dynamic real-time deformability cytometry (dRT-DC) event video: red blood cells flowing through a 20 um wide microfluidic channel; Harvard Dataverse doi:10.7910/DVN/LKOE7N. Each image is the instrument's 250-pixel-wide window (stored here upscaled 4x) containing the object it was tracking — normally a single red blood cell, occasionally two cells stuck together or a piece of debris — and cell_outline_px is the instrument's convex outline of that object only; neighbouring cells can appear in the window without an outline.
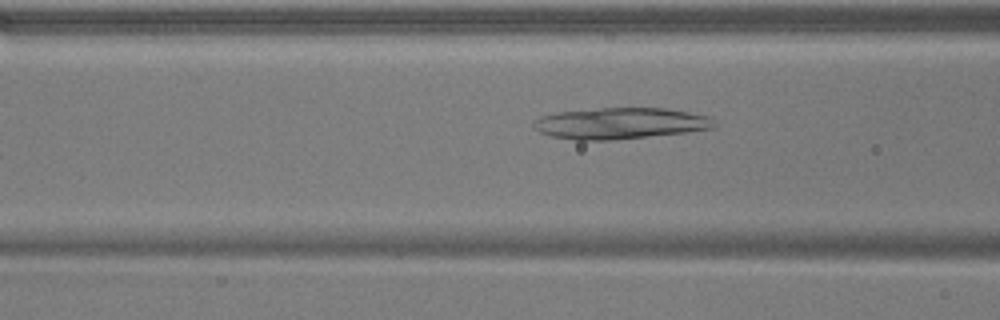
{"species": "common noctule bat (a hibernating species)", "species_latin": "Nyctalus noctula", "temperature_condition": "warm", "stored_images_in_passage": 31, "camera_frame_rate_fps": 3000, "um_per_image_px": 0.085, "animal": {"sex": "male", "body_mass_g": 17.9}, "frame": {"image": 1, "passage_image": 4, "time_ms": 1.0, "image_size_px": [1000, 320], "cell_outline_px": [[712, 128], [684, 132], [608, 140], [576, 140], [552, 136], [540, 132], [532, 124], [540, 116], [556, 112], [600, 108], [664, 108], [688, 112], [708, 116], [712, 120]], "centroid_in_image_um": [52.65, 10.47], "position_along_channel_um": 113.9, "area_um2": 32.31}}
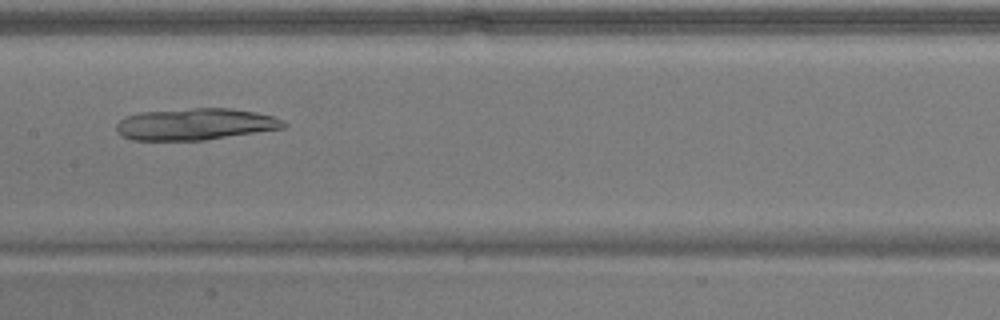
{"frame": {"image": 2, "passage_image": 10, "time_ms": 3.0, "image_size_px": [1000, 320], "cell_outline_px": [[288, 124], [284, 128], [204, 140], [132, 140], [124, 136], [116, 128], [116, 124], [120, 120], [128, 116], [144, 112], [192, 108], [232, 108], [256, 112], [272, 116], [284, 120]], "centroid_in_image_um": [16.66, 10.55], "position_along_channel_um": 190.7, "area_um2": 30.63}}
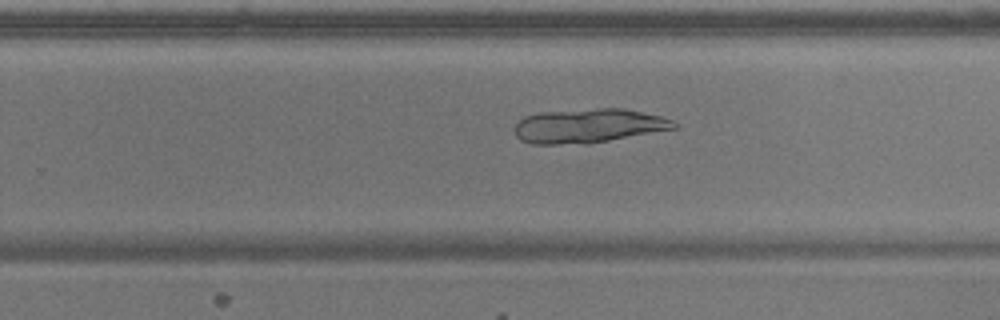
{"frame": {"image": 3, "passage_image": 17, "time_ms": 5.333, "image_size_px": [1000, 320], "cell_outline_px": [[676, 128], [588, 144], [532, 144], [520, 140], [516, 136], [516, 124], [524, 116], [540, 112], [596, 108], [624, 108], [660, 116], [672, 120], [676, 124]], "centroid_in_image_um": [49.99, 10.69], "position_along_channel_um": 279.8, "area_um2": 31.67}}